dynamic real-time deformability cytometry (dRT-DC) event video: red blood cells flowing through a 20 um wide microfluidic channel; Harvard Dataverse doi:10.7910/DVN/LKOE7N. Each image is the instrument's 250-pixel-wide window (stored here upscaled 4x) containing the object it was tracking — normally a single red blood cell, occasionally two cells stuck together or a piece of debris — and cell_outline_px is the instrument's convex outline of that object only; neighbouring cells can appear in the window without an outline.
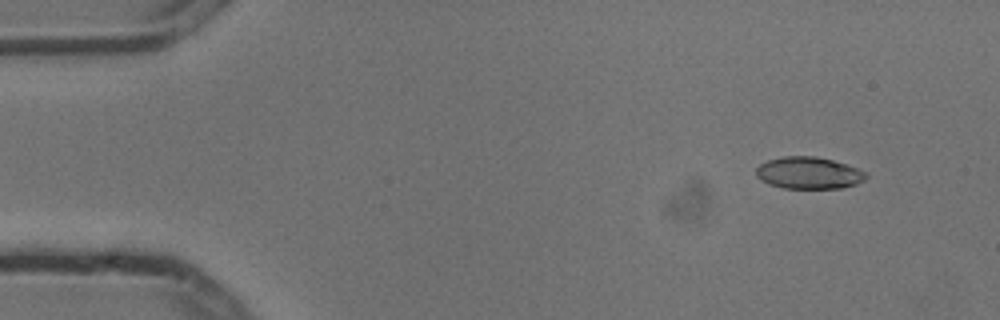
{"species": "common noctule bat (a hibernating species)", "species_latin": "Nyctalus noctula", "temperature_condition": "cold", "stored_images_in_passage": 5, "camera_frame_rate_fps": 3000, "um_per_image_px": 0.085, "animal": {"sex": "male", "body_mass_g": 13.3}, "frame": {"image": 1, "passage_image": 2, "time_ms": 0.333, "image_size_px": [1000, 320], "cell_outline_px": [[868, 176], [864, 180], [856, 184], [840, 188], [784, 188], [768, 184], [760, 180], [756, 176], [756, 168], [760, 164], [768, 160], [784, 156], [816, 156], [832, 160], [856, 168], [864, 172]], "centroid_in_image_um": [68.7, 14.7], "position_along_channel_um": 16.3, "area_um2": 20.35}}
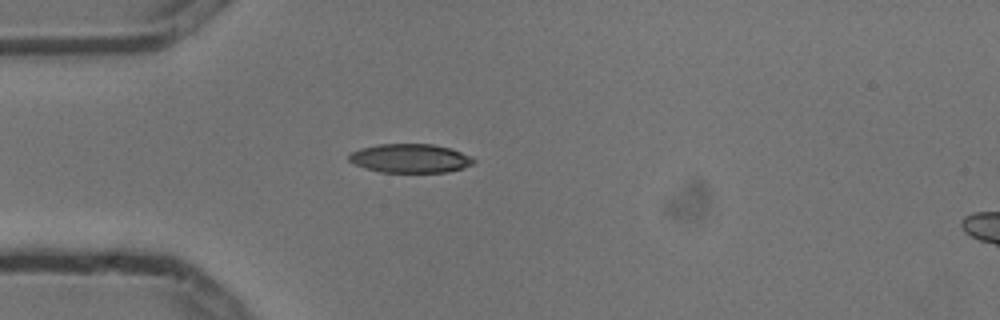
{"frame": {"image": 2, "passage_image": 4, "time_ms": 1.0, "image_size_px": [1000, 320], "cell_outline_px": [[476, 160], [472, 164], [464, 168], [448, 172], [380, 172], [364, 168], [348, 160], [348, 156], [352, 152], [360, 148], [380, 144], [432, 144], [448, 148], [472, 156]], "centroid_in_image_um": [34.87, 13.46], "position_along_channel_um": 50.1, "area_um2": 20.92}}